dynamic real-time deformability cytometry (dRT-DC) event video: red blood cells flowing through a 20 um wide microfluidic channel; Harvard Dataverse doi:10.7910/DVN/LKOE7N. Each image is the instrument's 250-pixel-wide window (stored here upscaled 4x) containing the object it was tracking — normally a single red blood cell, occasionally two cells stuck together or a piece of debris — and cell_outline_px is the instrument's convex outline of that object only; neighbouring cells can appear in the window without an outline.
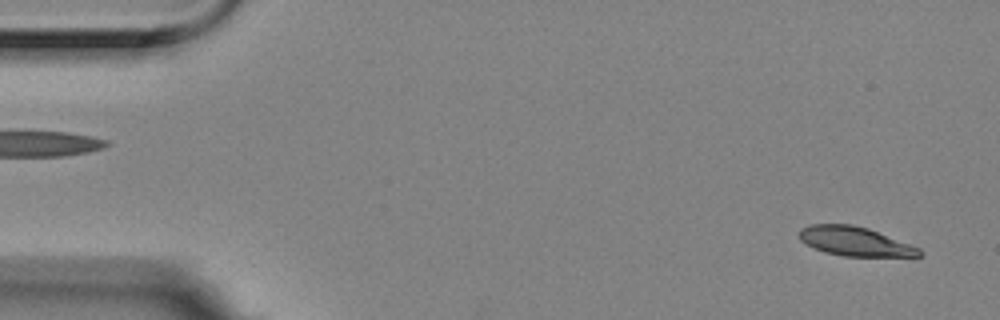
{"species": "Egyptian fruit bat (a non-hibernating species)", "species_latin": "Rousettus aegyptiacus", "temperature_condition": "room temperature", "stored_images_in_passage": 4, "segment_of_instrument_passage": [2, 2], "camera_frame_rate_fps": 3000, "um_per_image_px": 0.085, "animal": {"sex": "female"}, "frame": {"image": 1, "passage_image": 4, "time_ms": 1.0, "image_size_px": [1000, 320], "cell_outline_px": [[924, 256], [844, 256], [824, 252], [800, 240], [800, 228], [808, 224], [852, 224], [868, 228], [920, 248], [924, 252]], "centroid_in_image_um": [72.69, 20.51], "position_along_channel_um": 12.3, "area_um2": 20.29}}